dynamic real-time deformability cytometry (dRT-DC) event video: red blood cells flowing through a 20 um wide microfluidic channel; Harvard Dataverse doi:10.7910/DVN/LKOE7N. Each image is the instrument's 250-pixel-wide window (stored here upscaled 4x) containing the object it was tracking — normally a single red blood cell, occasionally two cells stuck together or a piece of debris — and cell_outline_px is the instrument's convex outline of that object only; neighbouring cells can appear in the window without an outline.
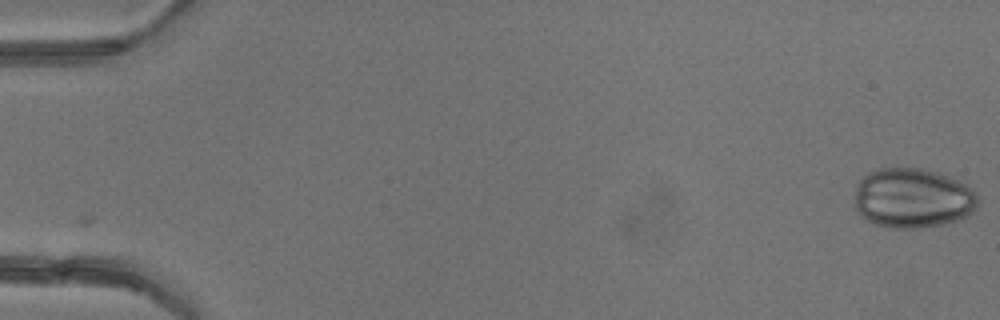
{"species": "common noctule bat (a hibernating species)", "species_latin": "Nyctalus noctula", "temperature_condition": "warm", "stored_images_in_passage": 5, "camera_frame_rate_fps": 3000, "um_per_image_px": 0.085, "animal": {"sex": "female"}, "frame": {"image": 1, "passage_image": 1, "time_ms": 0.0, "image_size_px": [1000, 320], "cell_outline_px": [[980, 200], [976, 208], [968, 216], [956, 220], [940, 224], [920, 228], [892, 228], [872, 224], [864, 220], [856, 212], [856, 184], [864, 176], [880, 168], [924, 168], [960, 180], [972, 188], [976, 192]], "centroid_in_image_um": [77.59, 16.85], "position_along_channel_um": 7.4, "area_um2": 43.41}}